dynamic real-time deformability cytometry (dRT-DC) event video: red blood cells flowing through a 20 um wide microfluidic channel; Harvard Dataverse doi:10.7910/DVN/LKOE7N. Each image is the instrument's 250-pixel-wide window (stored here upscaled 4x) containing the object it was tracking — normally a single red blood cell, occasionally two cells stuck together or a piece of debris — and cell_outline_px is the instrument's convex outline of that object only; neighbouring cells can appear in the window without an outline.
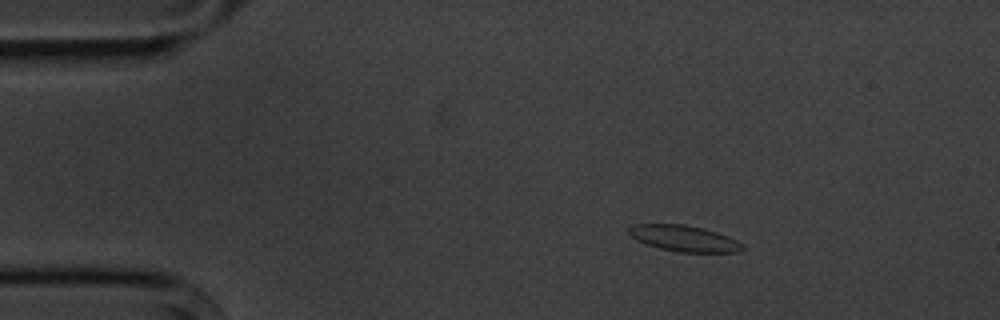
{"species": "common noctule bat (a hibernating species)", "species_latin": "Nyctalus noctula", "temperature_condition": "cold", "stored_images_in_passage": 3, "camera_frame_rate_fps": 3000, "um_per_image_px": 0.085, "animal": {"sex": "male", "body_mass_g": 20.1, "forearm_length_mm": 53.5}, "frame": {"image": 1, "passage_image": 1, "time_ms": 0.0, "image_size_px": [1000, 320], "cell_outline_px": [[744, 248], [740, 252], [680, 252], [660, 248], [636, 240], [628, 232], [628, 228], [632, 224], [684, 224], [704, 228], [728, 236], [744, 244]], "centroid_in_image_um": [58.16, 20.26], "position_along_channel_um": 26.8, "area_um2": 17.22}}
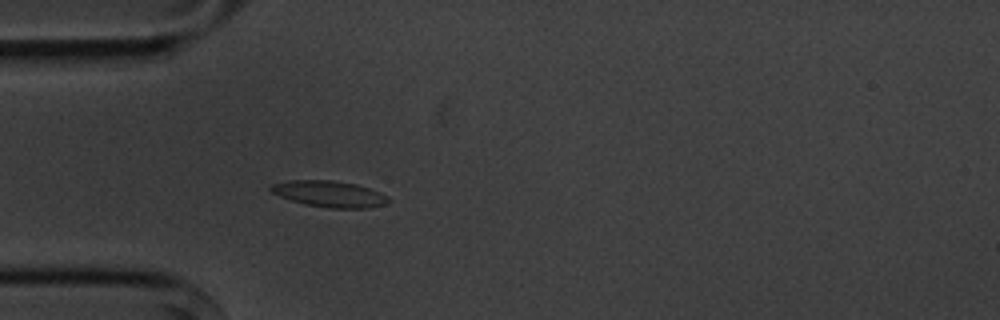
{"frame": {"image": 2, "passage_image": 3, "time_ms": 2.333, "image_size_px": [1000, 320], "cell_outline_px": [[392, 200], [388, 204], [368, 208], [328, 208], [304, 204], [280, 196], [272, 192], [268, 188], [272, 184], [292, 180], [332, 180], [356, 184], [380, 192], [388, 196]], "centroid_in_image_um": [28.05, 16.49], "position_along_channel_um": 56.9, "area_um2": 18.03}}